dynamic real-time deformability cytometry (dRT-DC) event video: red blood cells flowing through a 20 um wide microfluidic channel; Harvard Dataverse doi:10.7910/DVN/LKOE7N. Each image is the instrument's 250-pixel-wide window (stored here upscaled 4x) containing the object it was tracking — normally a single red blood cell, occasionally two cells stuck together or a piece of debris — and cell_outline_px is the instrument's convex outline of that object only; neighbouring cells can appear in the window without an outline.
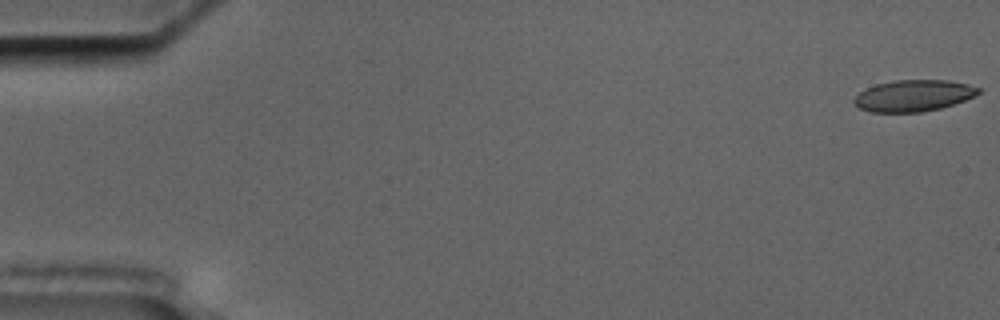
{"species": "common noctule bat (a hibernating species)", "species_latin": "Nyctalus noctula", "temperature_condition": "cold", "stored_images_in_passage": 4, "camera_frame_rate_fps": 3000, "um_per_image_px": 0.085, "animal": {"sex": "male", "body_mass_g": 17.5, "forearm_length_mm": 52.3}, "frame": {"image": 1, "passage_image": 1, "time_ms": 0.0, "image_size_px": [1000, 320], "cell_outline_px": [[980, 92], [964, 100], [940, 108], [920, 112], [872, 112], [860, 108], [852, 100], [860, 92], [876, 84], [896, 80], [948, 80], [968, 84], [980, 88]], "centroid_in_image_um": [77.64, 8.12], "position_along_channel_um": 7.4, "area_um2": 22.48}}